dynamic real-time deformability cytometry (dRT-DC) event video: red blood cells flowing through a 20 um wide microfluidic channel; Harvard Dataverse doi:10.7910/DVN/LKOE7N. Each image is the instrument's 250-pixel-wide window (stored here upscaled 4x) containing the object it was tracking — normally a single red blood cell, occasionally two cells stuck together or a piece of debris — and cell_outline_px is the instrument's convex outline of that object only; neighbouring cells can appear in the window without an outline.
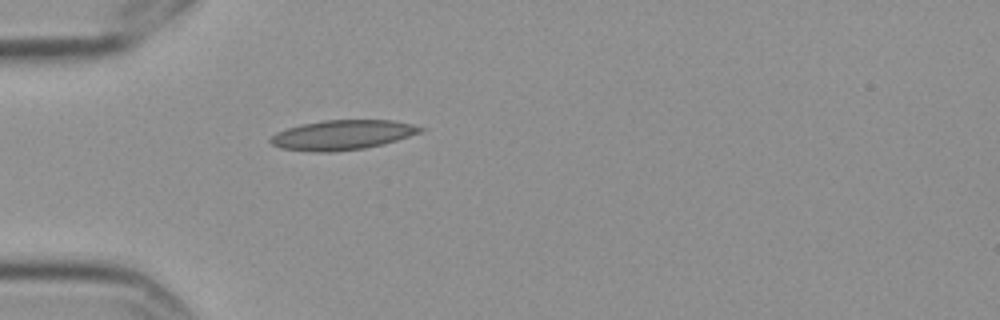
{"species": "Egyptian fruit bat (a non-hibernating species)", "species_latin": "Rousettus aegyptiacus", "temperature_condition": "cold", "stored_images_in_passage": 5, "camera_frame_rate_fps": 3000, "um_per_image_px": 0.085, "frame": {"image": 1, "passage_image": 5, "time_ms": 1.333, "image_size_px": [1000, 320], "cell_outline_px": [[428, 128], [420, 132], [384, 144], [364, 148], [328, 152], [312, 152], [280, 148], [272, 144], [268, 140], [276, 132], [300, 124], [324, 120], [392, 120], [412, 124]], "centroid_in_image_um": [29.09, 11.46], "position_along_channel_um": 55.9, "area_um2": 25.95}}